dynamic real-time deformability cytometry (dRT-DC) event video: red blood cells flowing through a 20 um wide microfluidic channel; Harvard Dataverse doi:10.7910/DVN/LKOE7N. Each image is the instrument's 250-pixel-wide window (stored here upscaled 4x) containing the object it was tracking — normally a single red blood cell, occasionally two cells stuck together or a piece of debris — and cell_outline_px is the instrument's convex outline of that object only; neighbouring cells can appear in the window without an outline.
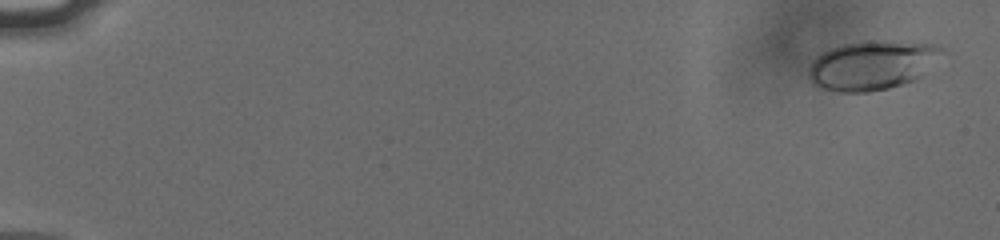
{"species": "human", "species_latin": "Homo sapiens", "temperature_condition": "cold", "stored_images_in_passage": 57, "camera_frame_rate_fps": 3000, "um_per_image_px": 0.085, "donor": {"sex": "male"}, "frame": {"image": 1, "passage_image": 3, "time_ms": 0.667, "image_size_px": [1000, 240], "cell_outline_px": [[940, 48], [920, 76], [912, 80], [888, 88], [868, 92], [840, 92], [824, 88], [816, 84], [808, 76], [808, 72], [812, 64], [824, 52], [840, 44], [864, 40], [872, 40], [932, 44]], "centroid_in_image_um": [74.02, 5.54], "position_along_channel_um": 11.0, "area_um2": 36.65}}
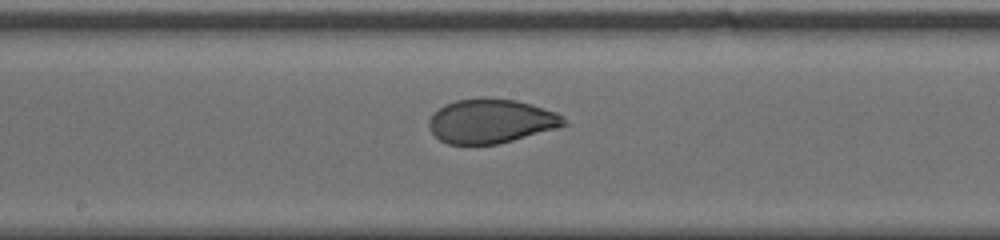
{"frame": {"image": 2, "passage_image": 33, "time_ms": 10.667, "image_size_px": [1000, 240], "cell_outline_px": [[568, 124], [556, 128], [512, 140], [496, 144], [448, 144], [440, 140], [432, 132], [428, 124], [428, 120], [432, 112], [444, 104], [456, 100], [516, 100], [532, 104], [556, 112]], "centroid_in_image_um": [41.69, 10.31], "position_along_channel_um": 206.5, "area_um2": 33.99}}
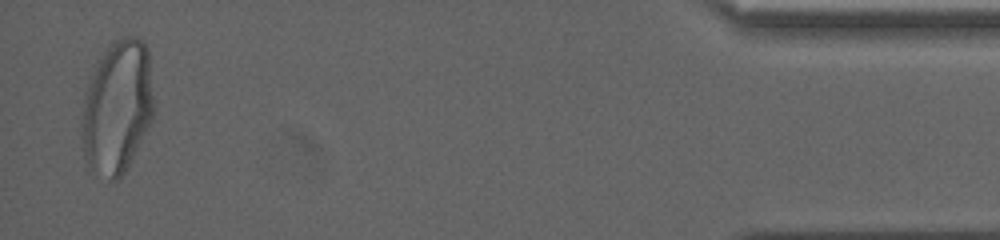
{"frame": {"image": 3, "passage_image": 56, "time_ms": 18.333, "image_size_px": [1000, 240], "cell_outline_px": [[156, 112], [124, 172], [116, 180], [112, 180], [92, 168], [88, 164], [80, 148], [80, 116], [88, 88], [92, 76], [104, 52], [112, 40], [124, 36], [136, 36], [148, 48], [156, 108]], "centroid_in_image_um": [9.99, 9.08], "position_along_channel_um": 425.2, "area_um2": 56.12}, "authors_computed_cell_mechanics": {"area_um2": 36.0094, "velocity_mm_per_s": 3.7872, "shape_relaxation_time_tau1_ms": 4.8915, "shape_relaxation_time_tau2_ms": 0.9632, "deformation_change_tau1": 0.188, "deformation_change_tau2": 0.0531}}